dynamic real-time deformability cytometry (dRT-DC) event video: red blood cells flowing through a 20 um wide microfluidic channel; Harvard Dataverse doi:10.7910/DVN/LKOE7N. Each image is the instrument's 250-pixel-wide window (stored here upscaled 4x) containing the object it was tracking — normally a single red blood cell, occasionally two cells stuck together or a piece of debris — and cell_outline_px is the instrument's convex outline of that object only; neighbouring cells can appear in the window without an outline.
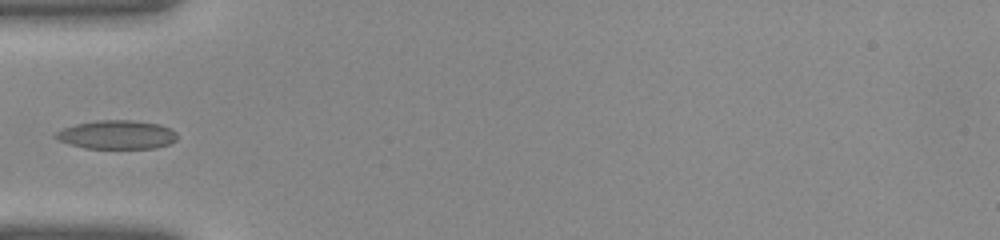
{"species": "common noctule bat (a hibernating species)", "species_latin": "Nyctalus noctula", "temperature_condition": "warm", "stored_images_in_passage": 28, "camera_frame_rate_fps": 3000, "um_per_image_px": 0.085, "animal": {"sex": "female", "body_mass_g": 22.0, "forearm_length_mm": 56.7}, "frame": {"image": 1, "passage_image": 1, "time_ms": 0.0, "image_size_px": [1000, 240], "cell_outline_px": [[176, 140], [168, 144], [156, 148], [84, 148], [68, 144], [52, 136], [56, 132], [64, 128], [76, 124], [100, 120], [132, 120], [160, 124], [176, 132]], "centroid_in_image_um": [9.92, 11.45], "position_along_channel_um": 75.1, "area_um2": 20.23}}
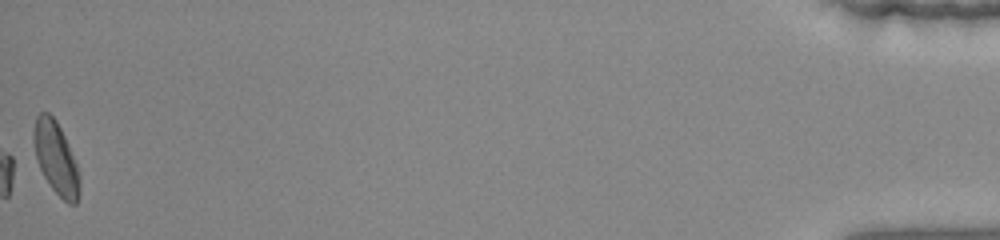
{"frame": {"image": 2, "passage_image": 28, "time_ms": 9.0, "image_size_px": [1000, 240], "cell_outline_px": [[80, 184], [76, 204], [68, 204], [52, 188], [44, 176], [36, 160], [32, 140], [32, 132], [36, 116], [40, 112], [48, 112], [56, 120], [68, 144], [76, 164], [80, 176]], "centroid_in_image_um": [4.72, 13.41], "position_along_channel_um": 430.5, "area_um2": 19.31}}